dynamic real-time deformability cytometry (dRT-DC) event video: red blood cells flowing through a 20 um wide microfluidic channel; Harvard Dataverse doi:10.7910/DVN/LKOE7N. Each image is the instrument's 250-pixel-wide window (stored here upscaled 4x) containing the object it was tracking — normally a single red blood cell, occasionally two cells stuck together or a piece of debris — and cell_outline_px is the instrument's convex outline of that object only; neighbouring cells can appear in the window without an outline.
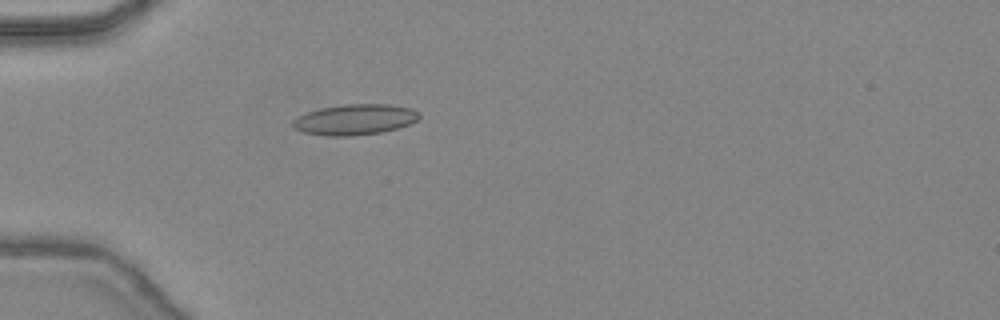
{"species": "common noctule bat (a hibernating species)", "species_latin": "Nyctalus noctula", "temperature_condition": "warm", "stored_images_in_passage": 31, "camera_frame_rate_fps": 3000, "um_per_image_px": 0.085, "animal": {"sex": "female", "body_mass_g": 24.6, "forearm_length_mm": 56.2}, "frame": {"image": 1, "passage_image": 4, "time_ms": 1.0, "image_size_px": [1000, 320], "cell_outline_px": [[420, 116], [416, 120], [408, 124], [396, 128], [380, 132], [352, 136], [328, 136], [304, 132], [296, 128], [292, 124], [292, 120], [308, 112], [320, 108], [344, 104], [388, 104], [412, 108], [420, 112]], "centroid_in_image_um": [30.18, 10.15], "position_along_channel_um": 54.8, "area_um2": 22.37}}
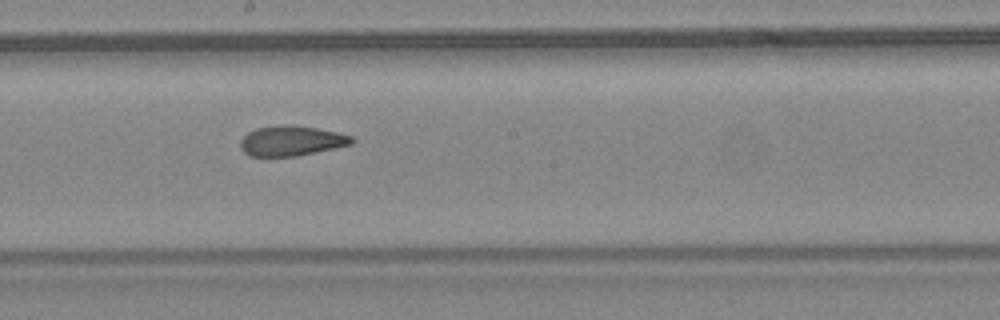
{"frame": {"image": 2, "passage_image": 16, "time_ms": 5.0, "image_size_px": [1000, 320], "cell_outline_px": [[356, 140], [352, 144], [336, 148], [296, 156], [248, 156], [240, 148], [240, 140], [248, 132], [256, 128], [284, 124], [288, 124], [316, 128], [336, 132], [352, 136]], "centroid_in_image_um": [24.76, 11.97], "position_along_channel_um": 223.4, "area_um2": 19.59}}
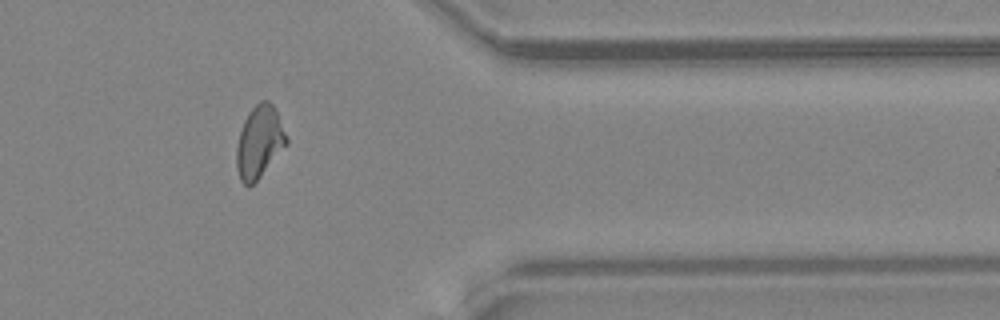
{"frame": {"image": 3, "passage_image": 28, "time_ms": 9.0, "image_size_px": [1000, 320], "cell_outline_px": [[288, 144], [260, 176], [248, 188], [240, 180], [236, 168], [236, 148], [240, 132], [244, 120], [248, 112], [260, 100], [268, 100], [272, 104], [276, 112], [288, 140]], "centroid_in_image_um": [22.02, 12.08], "position_along_channel_um": 389.4, "area_um2": 20.81}, "authors_computed_cell_mechanics": {"area_um2": 20.5768, "velocity_mm_per_s": 4.4931, "shape_relaxation_time_tau1_ms": null, "shape_relaxation_time_tau2_ms": 1.2455, "deformation_change_tau1": null, "deformation_change_tau2": 0.0785}}